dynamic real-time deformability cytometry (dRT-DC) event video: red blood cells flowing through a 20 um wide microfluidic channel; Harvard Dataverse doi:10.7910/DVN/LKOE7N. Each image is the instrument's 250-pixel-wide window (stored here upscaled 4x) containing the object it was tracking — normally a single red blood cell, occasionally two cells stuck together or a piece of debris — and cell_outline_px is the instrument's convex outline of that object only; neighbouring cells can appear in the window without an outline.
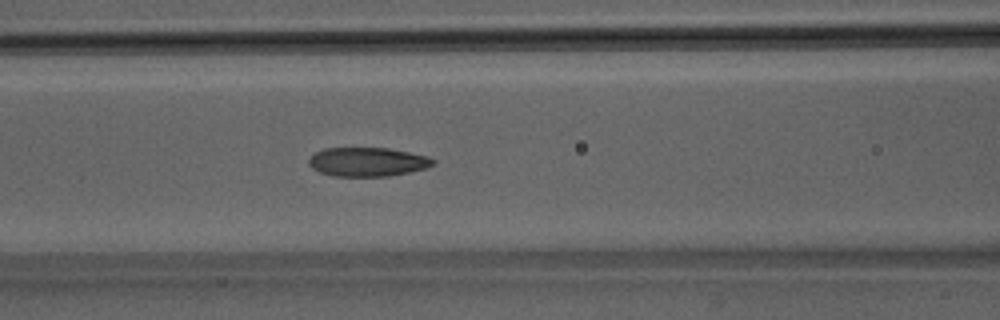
{"species": "Egyptian fruit bat (a non-hibernating species)", "species_latin": "Rousettus aegyptiacus", "temperature_condition": "room temperature", "stored_images_in_passage": 51, "camera_frame_rate_fps": 3000, "um_per_image_px": 0.085, "animal": {"sex": "male"}, "frame": {"image": 1, "passage_image": 22, "time_ms": 7.0, "image_size_px": [1000, 320], "cell_outline_px": [[436, 164], [428, 168], [388, 176], [332, 176], [320, 172], [312, 168], [308, 164], [308, 160], [316, 152], [324, 148], [388, 148], [428, 156], [436, 160]], "centroid_in_image_um": [31.26, 13.76], "position_along_channel_um": 135.3, "area_um2": 21.04}}
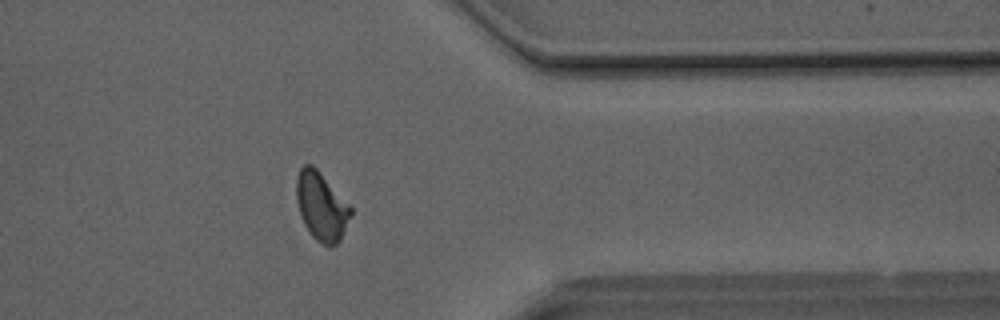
{"frame": {"image": 2, "passage_image": 41, "time_ms": 13.333, "image_size_px": [1000, 320], "cell_outline_px": [[352, 216], [340, 240], [332, 248], [328, 248], [316, 240], [312, 236], [304, 224], [300, 216], [296, 200], [296, 176], [300, 168], [304, 164], [312, 164], [316, 168], [352, 208]], "centroid_in_image_um": [27.31, 17.57], "position_along_channel_um": 384.1, "area_um2": 21.79}}
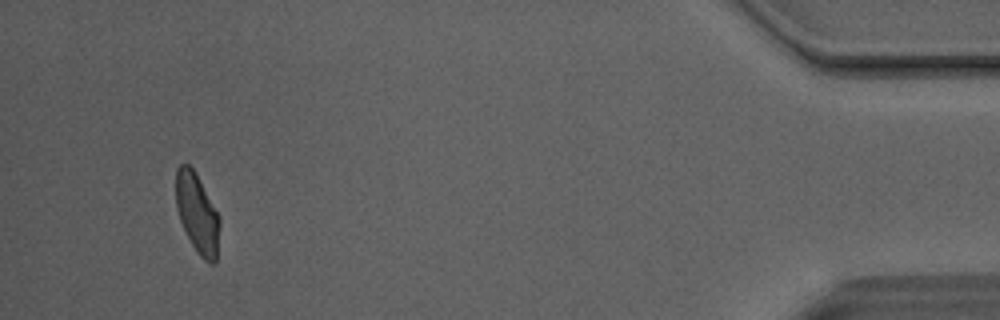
{"frame": {"image": 3, "passage_image": 48, "time_ms": 15.667, "image_size_px": [1000, 320], "cell_outline_px": [[220, 224], [216, 264], [208, 264], [196, 252], [180, 220], [176, 208], [176, 168], [180, 164], [188, 164], [196, 172], [220, 216]], "centroid_in_image_um": [16.78, 18.15], "position_along_channel_um": 418.4, "area_um2": 20.52}, "authors_computed_cell_mechanics": {"area_um2": 21.5016, "velocity_mm_per_s": 4.1143, "shape_relaxation_time_tau1_ms": 5.9267, "shape_relaxation_time_tau2_ms": 1.6786, "deformation_change_tau1": 0.1705, "deformation_change_tau2": 0.0668}}